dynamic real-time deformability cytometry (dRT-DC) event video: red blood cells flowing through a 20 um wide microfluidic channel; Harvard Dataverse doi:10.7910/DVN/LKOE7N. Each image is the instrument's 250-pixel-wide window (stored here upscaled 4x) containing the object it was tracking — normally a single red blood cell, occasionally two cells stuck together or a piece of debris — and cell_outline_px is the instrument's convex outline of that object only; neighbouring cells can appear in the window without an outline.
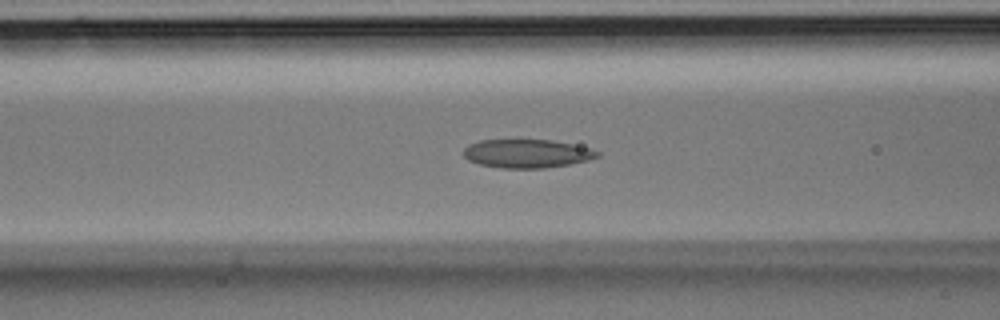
{"species": "Egyptian fruit bat (a non-hibernating species)", "species_latin": "Rousettus aegyptiacus", "temperature_condition": "room temperature", "stored_images_in_passage": 28, "camera_frame_rate_fps": 3000, "um_per_image_px": 0.085, "animal": {"sex": "male"}, "frame": {"image": 1, "passage_image": 5, "time_ms": 1.333, "image_size_px": [1000, 320], "cell_outline_px": [[600, 156], [588, 160], [568, 164], [544, 168], [500, 168], [480, 164], [468, 160], [464, 156], [464, 148], [468, 144], [480, 140], [552, 140], [592, 148], [600, 152]], "centroid_in_image_um": [44.8, 13.05], "position_along_channel_um": 121.8, "area_um2": 22.25}}
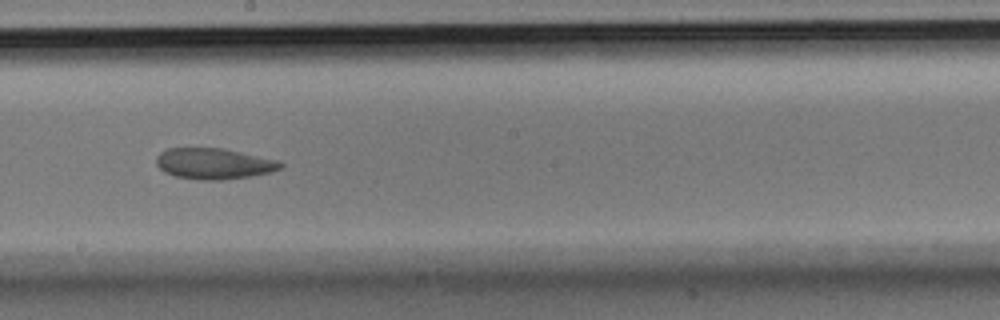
{"frame": {"image": 2, "passage_image": 11, "time_ms": 3.333, "image_size_px": [1000, 320], "cell_outline_px": [[284, 164], [280, 168], [268, 172], [252, 176], [220, 180], [200, 180], [176, 176], [164, 172], [156, 164], [156, 156], [160, 152], [168, 148], [224, 148], [280, 160]], "centroid_in_image_um": [18.18, 13.9], "position_along_channel_um": 230.0, "area_um2": 22.48}}
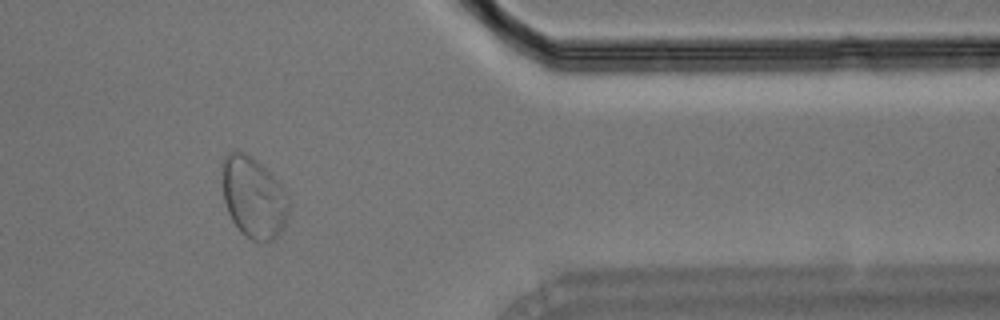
{"frame": {"image": 3, "passage_image": 21, "time_ms": 6.667, "image_size_px": [1000, 320], "cell_outline_px": [[288, 212], [284, 224], [280, 232], [272, 240], [252, 240], [240, 232], [232, 220], [228, 212], [224, 200], [224, 156], [228, 152], [236, 148], [244, 152], [256, 160], [284, 188], [288, 196]], "centroid_in_image_um": [21.55, 16.77], "position_along_channel_um": 389.9, "area_um2": 30.87}}